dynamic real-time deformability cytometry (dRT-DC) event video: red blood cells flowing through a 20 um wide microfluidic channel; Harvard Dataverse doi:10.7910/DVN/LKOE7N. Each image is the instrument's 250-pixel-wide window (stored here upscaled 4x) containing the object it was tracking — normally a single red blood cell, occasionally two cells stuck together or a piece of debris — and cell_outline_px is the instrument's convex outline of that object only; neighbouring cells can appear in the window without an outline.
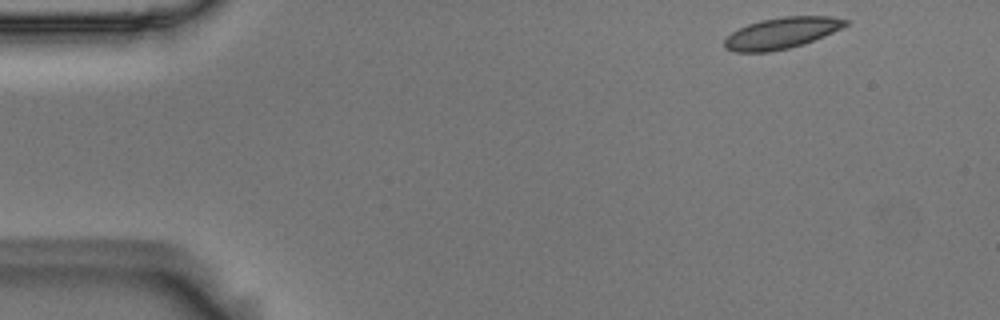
{"species": "Egyptian fruit bat (a non-hibernating species)", "species_latin": "Rousettus aegyptiacus", "temperature_condition": "room temperature", "stored_images_in_passage": 49, "camera_frame_rate_fps": 3000, "um_per_image_px": 0.085, "animal": {"sex": "male"}, "frame": {"image": 1, "passage_image": 1, "time_ms": 0.0, "image_size_px": [1000, 320], "cell_outline_px": [[852, 20], [848, 24], [824, 36], [804, 44], [788, 48], [768, 52], [736, 52], [724, 48], [724, 40], [732, 32], [748, 24], [760, 20], [784, 16], [832, 16]], "centroid_in_image_um": [66.45, 2.8], "position_along_channel_um": 18.5, "area_um2": 22.02}}
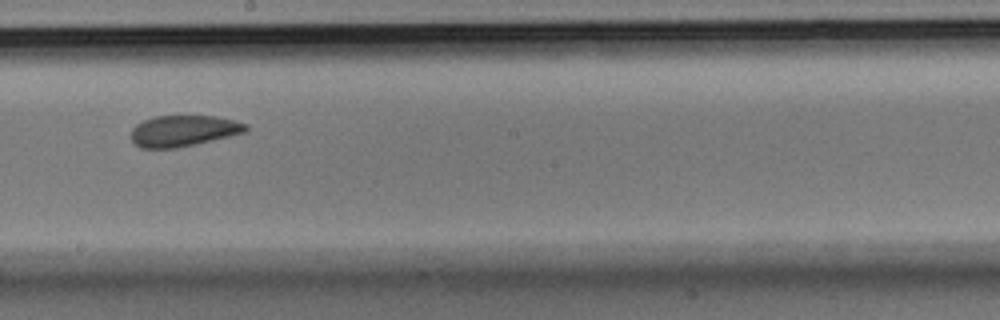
{"frame": {"image": 2, "passage_image": 26, "time_ms": 8.333, "image_size_px": [1000, 320], "cell_outline_px": [[248, 128], [244, 132], [196, 144], [176, 148], [140, 148], [132, 140], [132, 128], [136, 124], [144, 120], [156, 116], [216, 116], [248, 124]], "centroid_in_image_um": [15.57, 11.12], "position_along_channel_um": 232.6, "area_um2": 20.58}}
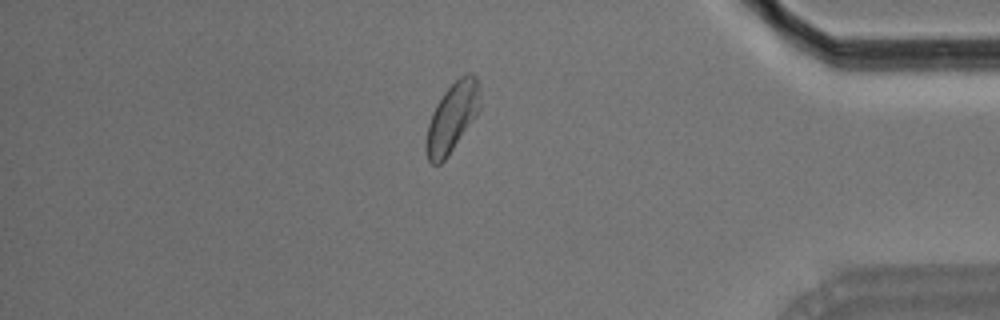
{"frame": {"image": 3, "passage_image": 42, "time_ms": 13.667, "image_size_px": [1000, 320], "cell_outline_px": [[480, 112], [448, 156], [440, 164], [432, 164], [428, 160], [428, 124], [432, 112], [436, 104], [444, 92], [460, 76], [468, 72], [472, 72], [476, 76], [480, 84]], "centroid_in_image_um": [38.51, 9.92], "position_along_channel_um": 396.7, "area_um2": 21.68}}